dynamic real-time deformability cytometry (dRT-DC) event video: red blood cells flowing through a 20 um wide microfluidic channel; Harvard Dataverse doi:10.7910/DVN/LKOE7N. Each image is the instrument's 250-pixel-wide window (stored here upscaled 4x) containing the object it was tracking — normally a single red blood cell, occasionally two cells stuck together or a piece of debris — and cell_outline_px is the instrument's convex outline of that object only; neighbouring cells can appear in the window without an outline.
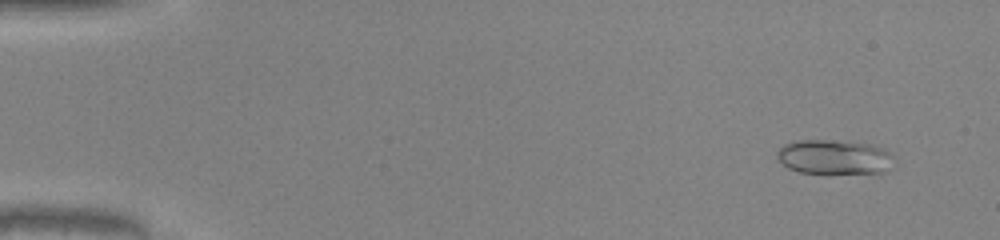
{"species": "common noctule bat (a hibernating species)", "species_latin": "Nyctalus noctula", "temperature_condition": "warm", "stored_images_in_passage": 51, "camera_frame_rate_fps": 3000, "um_per_image_px": 0.085, "animal": {"sex": "male", "body_mass_g": 20.0, "forearm_length_mm": 53.3}, "frame": {"image": 1, "passage_image": 4, "time_ms": 1.0, "image_size_px": [1000, 240], "cell_outline_px": [[896, 160], [884, 172], [800, 172], [788, 168], [776, 156], [776, 152], [784, 144], [796, 140], [832, 140], [872, 144], [884, 148]], "centroid_in_image_um": [70.91, 13.32], "position_along_channel_um": 14.1, "area_um2": 23.24}}
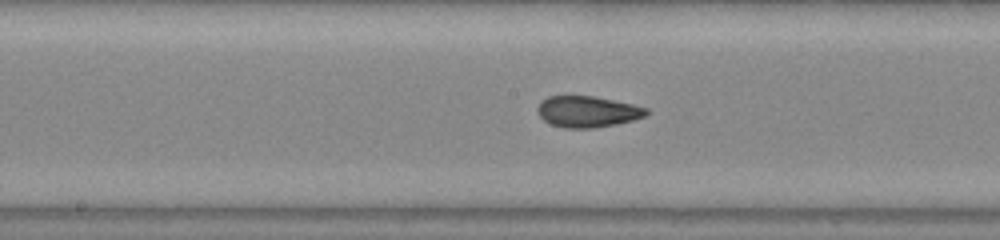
{"frame": {"image": 2, "passage_image": 27, "time_ms": 8.667, "image_size_px": [1000, 240], "cell_outline_px": [[648, 112], [644, 116], [632, 120], [616, 124], [592, 128], [564, 128], [552, 124], [544, 120], [540, 116], [536, 108], [540, 100], [548, 96], [592, 96], [632, 104], [648, 108]], "centroid_in_image_um": [49.9, 9.48], "position_along_channel_um": 198.3, "area_um2": 19.65}}
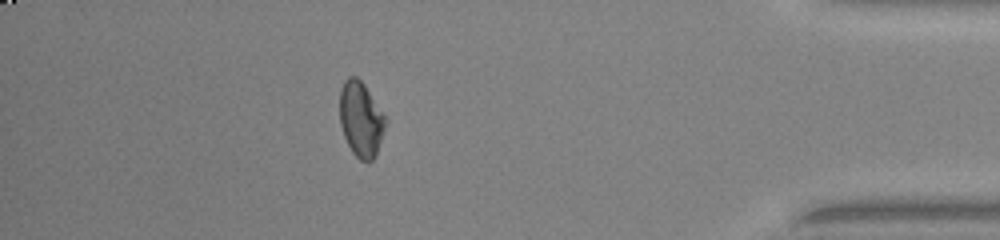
{"frame": {"image": 3, "passage_image": 45, "time_ms": 14.667, "image_size_px": [1000, 240], "cell_outline_px": [[388, 120], [376, 156], [368, 164], [360, 160], [352, 152], [344, 136], [340, 124], [340, 88], [344, 80], [348, 76], [356, 76], [364, 84]], "centroid_in_image_um": [30.69, 10.15], "position_along_channel_um": 404.5, "area_um2": 20.29}, "authors_computed_cell_mechanics": {"area_um2": 20.4034, "velocity_mm_per_s": 4.1265, "shape_relaxation_time_tau1_ms": 6.7036, "shape_relaxation_time_tau2_ms": null, "deformation_change_tau1": 0.1713, "deformation_change_tau2": null}}